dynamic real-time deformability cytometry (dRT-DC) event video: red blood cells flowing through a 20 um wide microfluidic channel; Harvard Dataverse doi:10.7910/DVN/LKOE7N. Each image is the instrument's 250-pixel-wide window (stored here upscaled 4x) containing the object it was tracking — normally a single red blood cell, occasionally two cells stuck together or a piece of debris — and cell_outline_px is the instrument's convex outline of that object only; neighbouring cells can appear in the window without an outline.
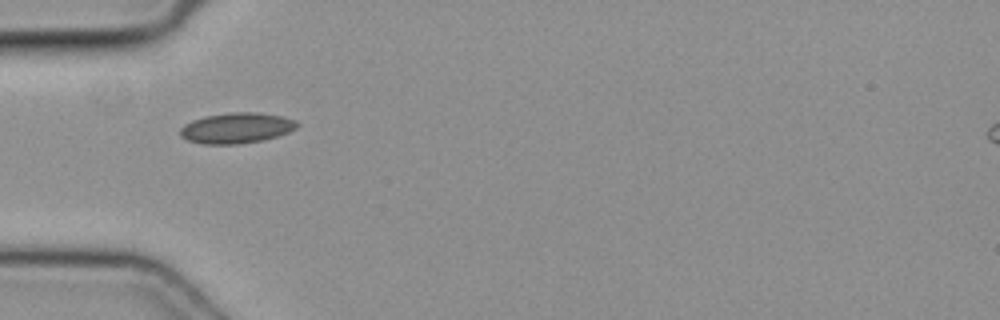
{"species": "common noctule bat (a hibernating species)", "species_latin": "Nyctalus noctula", "temperature_condition": "cold", "stored_images_in_passage": 6, "camera_frame_rate_fps": 3000, "um_per_image_px": 0.085, "animal": {"sex": "female", "body_mass_g": 19.3, "forearm_length_mm": 54.1}, "frame": {"image": 1, "passage_image": 1, "time_ms": 0.0, "image_size_px": [1000, 320], "cell_outline_px": [[300, 124], [296, 128], [288, 132], [264, 140], [236, 144], [200, 144], [188, 140], [180, 136], [180, 128], [184, 124], [192, 120], [204, 116], [232, 112], [260, 112], [284, 116], [296, 120]], "centroid_in_image_um": [20.11, 10.87], "position_along_channel_um": 64.9, "area_um2": 21.04}}
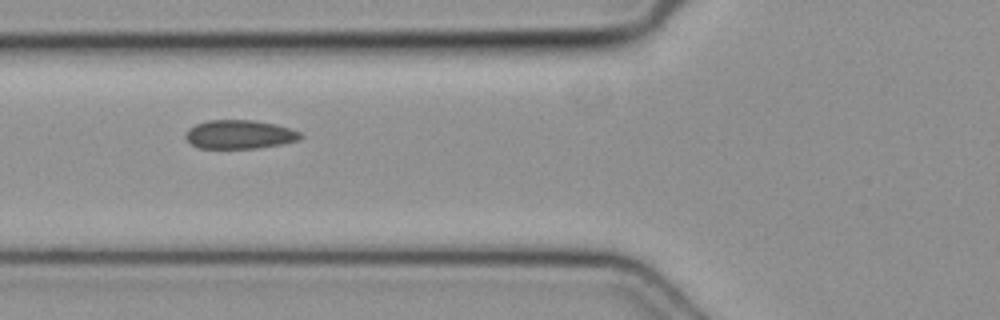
{"frame": {"image": 2, "passage_image": 4, "time_ms": 1.0, "image_size_px": [1000, 320], "cell_outline_px": [[304, 136], [296, 140], [280, 144], [256, 148], [200, 148], [192, 144], [184, 136], [188, 128], [196, 124], [208, 120], [256, 120], [276, 124], [300, 132]], "centroid_in_image_um": [20.34, 11.41], "position_along_channel_um": 105.5, "area_um2": 19.13}}